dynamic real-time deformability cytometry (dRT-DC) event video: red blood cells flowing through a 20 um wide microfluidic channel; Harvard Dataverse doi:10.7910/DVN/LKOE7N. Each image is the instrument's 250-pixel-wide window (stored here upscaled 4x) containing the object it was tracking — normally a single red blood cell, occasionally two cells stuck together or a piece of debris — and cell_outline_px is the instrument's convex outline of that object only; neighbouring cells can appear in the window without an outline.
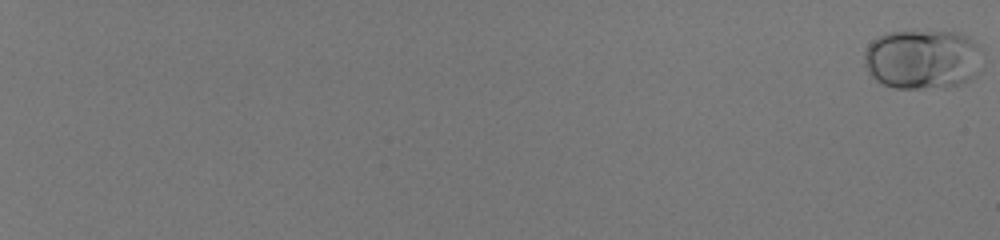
{"species": "human", "species_latin": "Homo sapiens", "temperature_condition": "room temperature", "stored_images_in_passage": 59, "camera_frame_rate_fps": 3000, "um_per_image_px": 0.085, "donor": {"sex": "male"}, "frame": {"image": 1, "passage_image": 1, "time_ms": 0.0, "image_size_px": [1000, 240], "cell_outline_px": [[984, 68], [972, 80], [960, 84], [944, 88], [896, 88], [884, 84], [876, 80], [868, 72], [864, 64], [864, 52], [868, 44], [872, 40], [888, 32], [960, 32], [984, 44]], "centroid_in_image_um": [78.55, 5.04], "position_along_channel_um": 6.4, "area_um2": 42.54}}
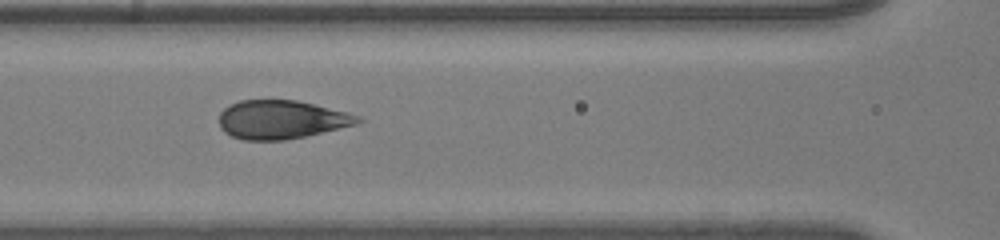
{"frame": {"image": 2, "passage_image": 34, "time_ms": 11.0, "image_size_px": [1000, 240], "cell_outline_px": [[364, 120], [356, 124], [304, 136], [284, 140], [244, 140], [232, 136], [224, 132], [220, 128], [220, 112], [224, 108], [240, 100], [296, 100], [348, 112], [360, 116]], "centroid_in_image_um": [23.91, 10.16], "position_along_channel_um": 142.7, "area_um2": 30.98}}
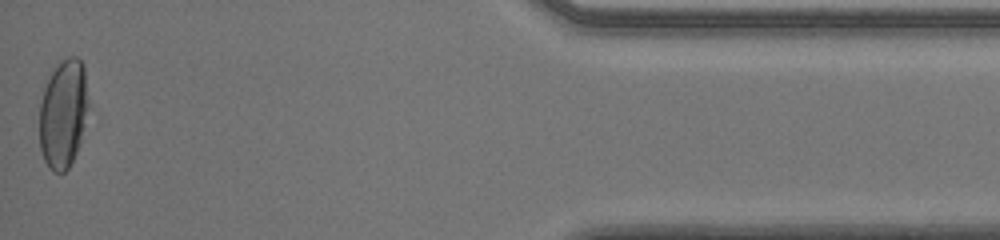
{"frame": {"image": 3, "passage_image": 59, "time_ms": 19.333, "image_size_px": [1000, 240], "cell_outline_px": [[88, 108], [80, 140], [76, 152], [68, 168], [64, 172], [52, 172], [48, 168], [44, 160], [40, 148], [40, 104], [44, 88], [52, 72], [60, 60], [68, 56], [76, 56], [84, 64], [88, 100]], "centroid_in_image_um": [5.37, 9.64], "position_along_channel_um": 429.8, "area_um2": 30.92}, "authors_computed_cell_mechanics": {"area_um2": 33.0616, "velocity_mm_per_s": 4.0616, "shape_relaxation_time_tau1_ms": 3.0118, "shape_relaxation_time_tau2_ms": null, "deformation_change_tau1": 0.1652, "deformation_change_tau2": null}}